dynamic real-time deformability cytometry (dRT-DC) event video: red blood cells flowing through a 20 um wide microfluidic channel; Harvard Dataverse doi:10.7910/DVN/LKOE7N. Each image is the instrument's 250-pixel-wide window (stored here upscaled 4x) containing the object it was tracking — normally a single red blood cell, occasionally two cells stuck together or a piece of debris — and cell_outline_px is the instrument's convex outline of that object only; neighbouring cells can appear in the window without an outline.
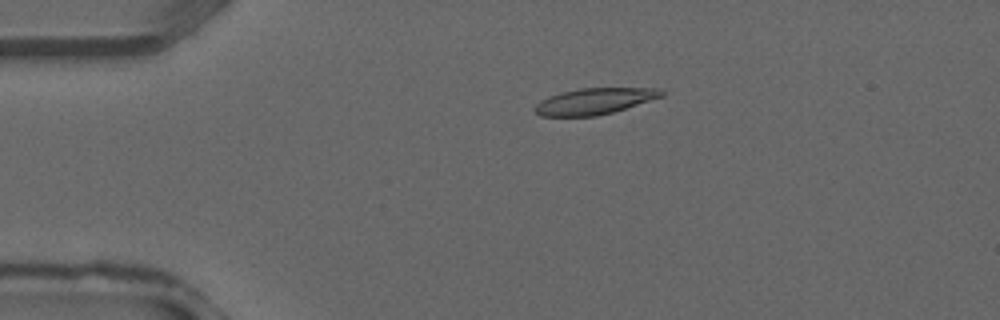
{"species": "common noctule bat (a hibernating species)", "species_latin": "Nyctalus noctula", "temperature_condition": "warm", "stored_images_in_passage": 37, "camera_frame_rate_fps": 3000, "um_per_image_px": 0.085, "animal": {"sex": "male", "forearm_length_mm": 52.5}, "frame": {"image": 1, "passage_image": 7, "time_ms": 2.0, "image_size_px": [1000, 320], "cell_outline_px": [[664, 96], [612, 112], [596, 116], [540, 116], [532, 108], [540, 100], [548, 96], [560, 92], [580, 88], [656, 88], [664, 92]], "centroid_in_image_um": [50.48, 8.6], "position_along_channel_um": 34.5, "area_um2": 19.31}}
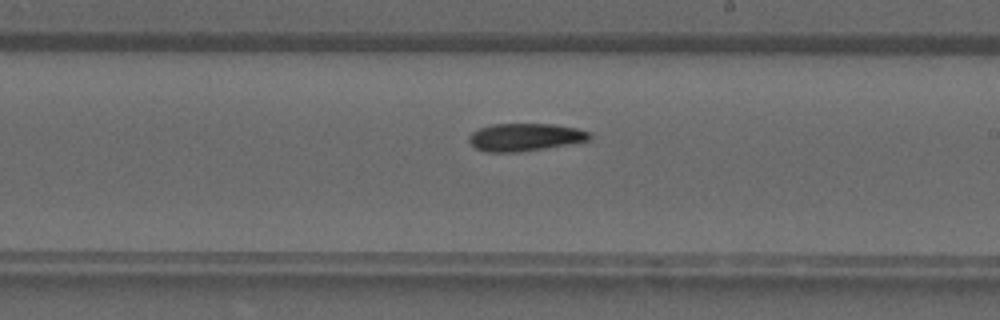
{"frame": {"image": 2, "passage_image": 21, "time_ms": 6.667, "image_size_px": [1000, 320], "cell_outline_px": [[592, 136], [588, 140], [544, 148], [520, 152], [484, 152], [476, 148], [468, 140], [468, 136], [472, 132], [480, 128], [492, 124], [556, 124], [576, 128], [588, 132]], "centroid_in_image_um": [44.58, 11.65], "position_along_channel_um": 244.4, "area_um2": 19.31}}
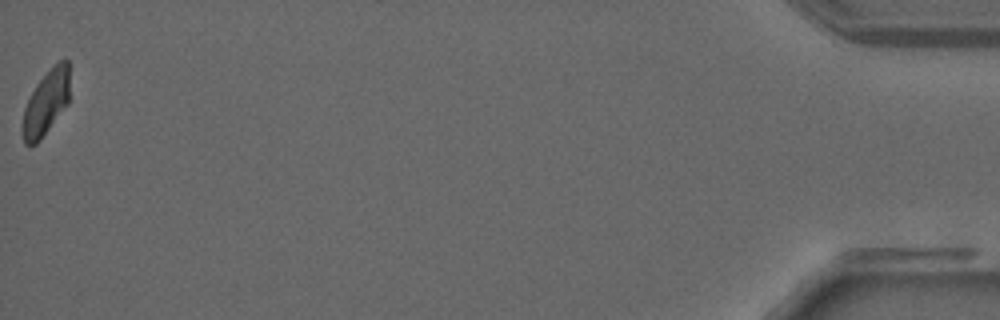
{"frame": {"image": 3, "passage_image": 37, "time_ms": 12.0, "image_size_px": [1000, 320], "cell_outline_px": [[68, 104], [40, 140], [36, 144], [24, 144], [20, 128], [24, 108], [36, 84], [60, 60], [68, 60]], "centroid_in_image_um": [3.87, 8.8], "position_along_channel_um": 431.3, "area_um2": 17.51}}